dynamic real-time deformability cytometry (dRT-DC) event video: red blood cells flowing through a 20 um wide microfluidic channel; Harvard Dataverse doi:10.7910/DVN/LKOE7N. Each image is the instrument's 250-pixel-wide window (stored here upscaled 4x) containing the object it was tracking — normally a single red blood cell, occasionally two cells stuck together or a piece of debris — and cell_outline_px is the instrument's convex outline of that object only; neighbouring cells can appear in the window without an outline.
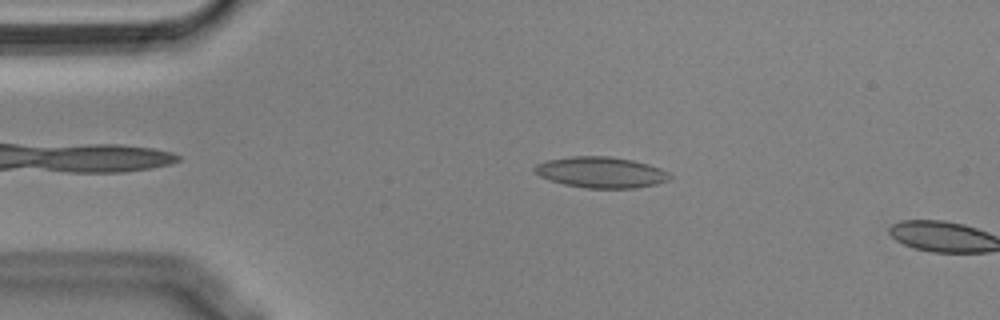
{"species": "Egyptian fruit bat (a non-hibernating species)", "species_latin": "Rousettus aegyptiacus", "temperature_condition": "cold", "stored_images_in_passage": 12, "camera_frame_rate_fps": 3000, "um_per_image_px": 0.085, "animal": {"sex": "male"}, "frame": {"image": 1, "passage_image": 10, "time_ms": 3.0, "image_size_px": [1000, 320], "cell_outline_px": [[672, 180], [656, 184], [636, 188], [584, 188], [564, 184], [540, 176], [532, 168], [536, 164], [548, 160], [572, 156], [608, 156], [632, 160], [648, 164], [660, 168], [668, 172], [672, 176]], "centroid_in_image_um": [51.12, 14.65], "position_along_channel_um": 33.9, "area_um2": 24.39}}